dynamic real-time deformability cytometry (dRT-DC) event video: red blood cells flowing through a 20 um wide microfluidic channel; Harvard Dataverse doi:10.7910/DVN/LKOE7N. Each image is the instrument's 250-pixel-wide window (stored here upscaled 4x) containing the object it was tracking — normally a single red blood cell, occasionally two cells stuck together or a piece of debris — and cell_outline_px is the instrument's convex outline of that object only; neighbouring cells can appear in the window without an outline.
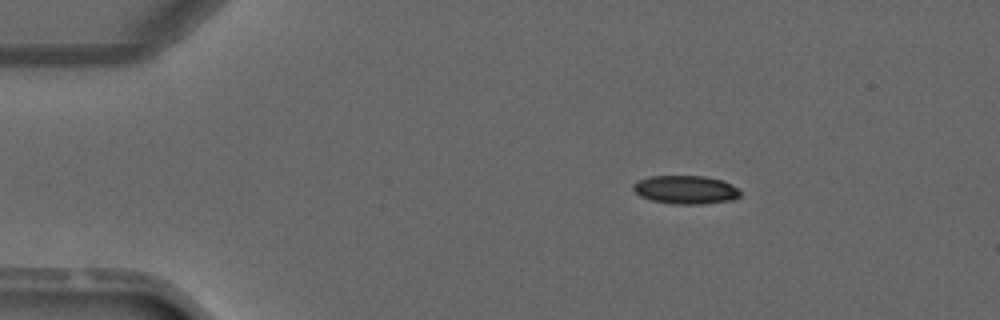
{"species": "common noctule bat (a hibernating species)", "species_latin": "Nyctalus noctula", "temperature_condition": "warm", "stored_images_in_passage": 2, "camera_frame_rate_fps": 3000, "um_per_image_px": 0.085, "animal": {"sex": "male", "forearm_length_mm": 52.5}, "frame": {"image": 1, "passage_image": 1, "time_ms": 0.0, "image_size_px": [1000, 320], "cell_outline_px": [[740, 196], [732, 200], [700, 204], [672, 204], [652, 200], [640, 196], [632, 188], [632, 184], [648, 176], [704, 176], [724, 180], [736, 188], [740, 192]], "centroid_in_image_um": [58.27, 16.12], "position_along_channel_um": 26.7, "area_um2": 17.69}}